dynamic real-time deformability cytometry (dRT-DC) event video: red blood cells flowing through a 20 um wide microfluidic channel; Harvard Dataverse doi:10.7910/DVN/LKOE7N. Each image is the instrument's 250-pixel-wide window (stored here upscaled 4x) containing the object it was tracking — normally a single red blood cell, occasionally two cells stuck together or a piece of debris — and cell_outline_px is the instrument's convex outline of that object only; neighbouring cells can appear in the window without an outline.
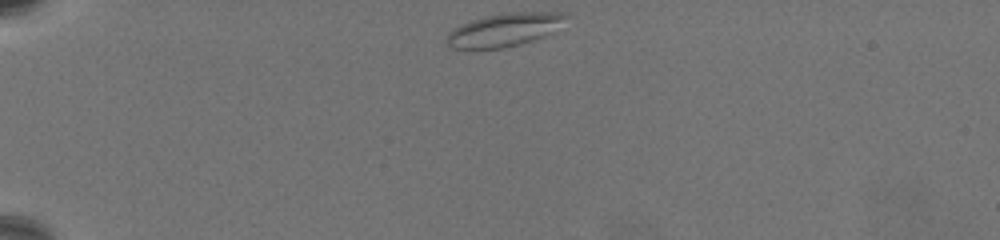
{"species": "common noctule bat (a hibernating species)", "species_latin": "Nyctalus noctula", "temperature_condition": "warm", "stored_images_in_passage": 46, "camera_frame_rate_fps": 3000, "um_per_image_px": 0.085, "animal": {"sex": "female", "body_mass_g": 19.5, "forearm_length_mm": 54.1}, "frame": {"image": 1, "passage_image": 1, "time_ms": 0.0, "image_size_px": [1000, 240], "cell_outline_px": [[568, 16], [552, 32], [544, 36], [520, 44], [500, 48], [452, 48], [444, 40], [448, 32], [472, 20], [488, 16], [508, 12], [560, 12]], "centroid_in_image_um": [42.86, 2.53], "position_along_channel_um": 42.1, "area_um2": 22.54}}
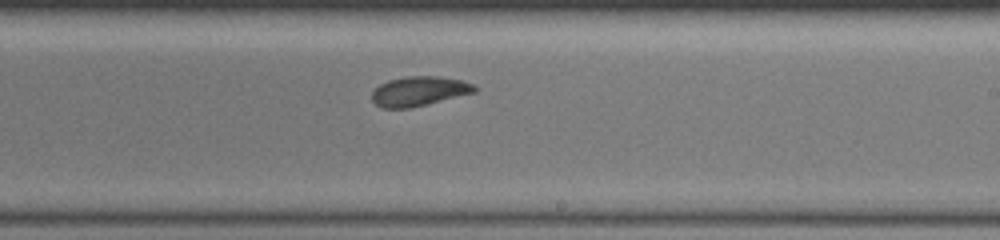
{"frame": {"image": 2, "passage_image": 26, "time_ms": 8.333, "image_size_px": [1000, 240], "cell_outline_px": [[476, 92], [408, 108], [384, 108], [376, 104], [372, 100], [372, 92], [380, 84], [388, 80], [408, 76], [440, 76], [460, 80], [472, 84], [476, 88]], "centroid_in_image_um": [35.6, 7.74], "position_along_channel_um": 253.4, "area_um2": 17.4}}
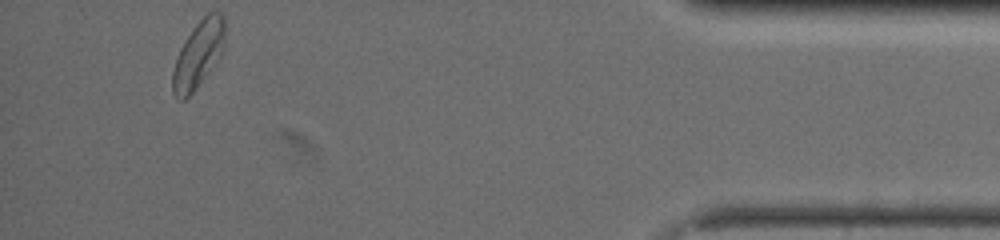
{"frame": {"image": 3, "passage_image": 46, "time_ms": 15.0, "image_size_px": [1000, 240], "cell_outline_px": [[224, 40], [220, 56], [208, 72], [192, 92], [184, 100], [180, 100], [172, 92], [172, 72], [180, 48], [196, 24], [208, 12], [224, 12]], "centroid_in_image_um": [16.85, 4.61], "position_along_channel_um": 418.3, "area_um2": 19.83}, "authors_computed_cell_mechanics": {"area_um2": 18.0047, "velocity_mm_per_s": 3.2481, "shape_relaxation_time_tau1_ms": null, "shape_relaxation_time_tau2_ms": 2.7019, "deformation_change_tau1": null, "deformation_change_tau2": 0.0868}}